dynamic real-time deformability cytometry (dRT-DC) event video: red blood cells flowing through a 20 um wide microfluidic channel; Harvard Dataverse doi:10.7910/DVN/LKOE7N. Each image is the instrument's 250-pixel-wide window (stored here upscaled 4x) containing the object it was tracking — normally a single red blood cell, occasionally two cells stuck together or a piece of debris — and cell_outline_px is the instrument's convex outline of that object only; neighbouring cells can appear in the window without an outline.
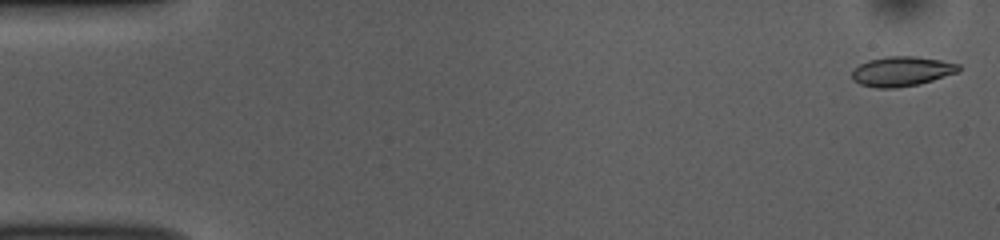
{"species": "common noctule bat (a hibernating species)", "species_latin": "Nyctalus noctula", "temperature_condition": "room temperature", "stored_images_in_passage": 9, "camera_frame_rate_fps": 3000, "um_per_image_px": 0.085, "animal": {"sex": "female", "body_mass_g": 10.0, "forearm_length_mm": 53.1}, "frame": {"image": 1, "passage_image": 1, "time_ms": 0.0, "image_size_px": [1000, 240], "cell_outline_px": [[960, 68], [956, 72], [920, 84], [896, 88], [876, 88], [860, 84], [852, 80], [852, 72], [860, 64], [868, 60], [884, 56], [916, 56], [940, 60], [960, 64]], "centroid_in_image_um": [76.61, 6.06], "position_along_channel_um": 8.4, "area_um2": 18.44}}